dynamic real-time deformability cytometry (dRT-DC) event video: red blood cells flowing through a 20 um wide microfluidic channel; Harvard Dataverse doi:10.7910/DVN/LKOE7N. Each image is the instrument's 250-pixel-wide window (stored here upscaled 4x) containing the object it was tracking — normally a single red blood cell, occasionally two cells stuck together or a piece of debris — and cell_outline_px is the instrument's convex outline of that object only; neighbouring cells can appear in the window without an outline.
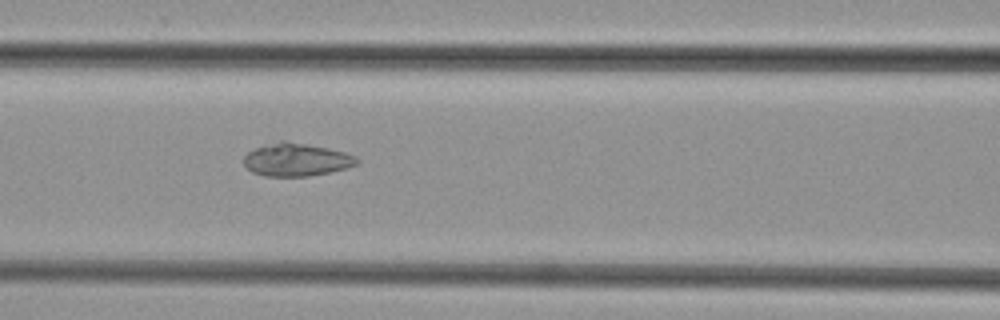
{"species": "common noctule bat (a hibernating species)", "species_latin": "Nyctalus noctula", "temperature_condition": "cold", "stored_images_in_passage": 50, "camera_frame_rate_fps": 3000, "um_per_image_px": 0.085, "animal": {"sex": "female", "body_mass_g": 29.2, "forearm_length_mm": 56.3}, "frame": {"image": 1, "passage_image": 23, "time_ms": 7.333, "image_size_px": [1000, 320], "cell_outline_px": [[360, 160], [356, 164], [348, 168], [308, 176], [264, 176], [252, 172], [244, 164], [244, 156], [248, 152], [264, 144], [280, 140], [284, 140], [308, 144], [344, 152], [356, 156]], "centroid_in_image_um": [25.18, 13.56], "position_along_channel_um": 141.4, "area_um2": 21.68}}
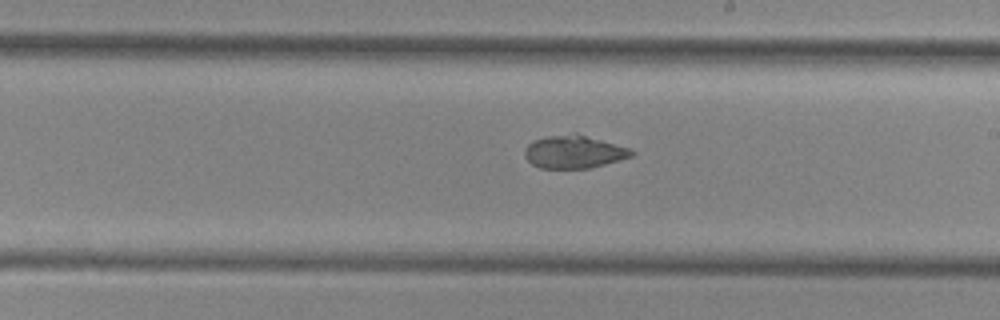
{"frame": {"image": 2, "passage_image": 30, "time_ms": 9.667, "image_size_px": [1000, 320], "cell_outline_px": [[636, 152], [632, 156], [620, 160], [588, 168], [540, 168], [532, 164], [524, 156], [524, 148], [532, 140], [548, 136], [572, 132], [576, 132], [632, 148]], "centroid_in_image_um": [48.8, 12.88], "position_along_channel_um": 240.2, "area_um2": 20.87}}
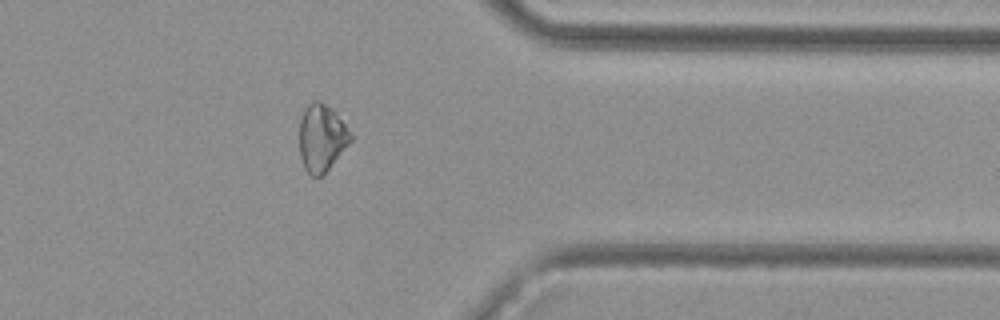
{"frame": {"image": 3, "passage_image": 41, "time_ms": 13.333, "image_size_px": [1000, 320], "cell_outline_px": [[352, 140], [328, 168], [320, 176], [312, 176], [304, 168], [300, 156], [300, 120], [304, 108], [312, 100], [320, 100], [332, 108], [336, 112], [352, 132]], "centroid_in_image_um": [27.34, 11.66], "position_along_channel_um": 384.1, "area_um2": 20.06}}